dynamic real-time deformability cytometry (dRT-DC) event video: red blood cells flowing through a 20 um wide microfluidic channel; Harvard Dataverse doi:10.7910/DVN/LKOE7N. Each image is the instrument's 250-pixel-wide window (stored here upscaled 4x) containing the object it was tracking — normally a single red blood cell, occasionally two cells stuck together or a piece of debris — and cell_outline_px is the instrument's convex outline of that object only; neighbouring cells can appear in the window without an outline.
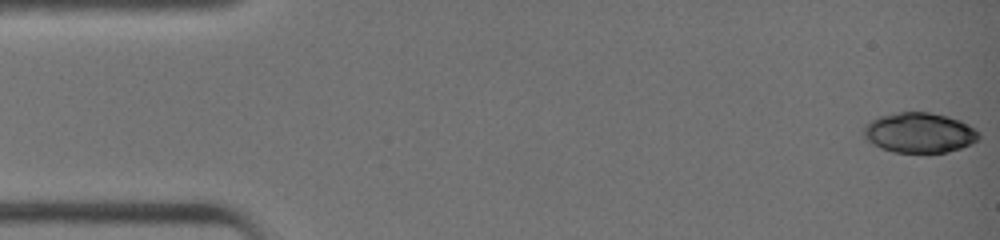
{"species": "common noctule bat (a hibernating species)", "species_latin": "Nyctalus noctula", "temperature_condition": "warm", "stored_images_in_passage": 42, "camera_frame_rate_fps": 3000, "um_per_image_px": 0.085, "animal": {"sex": "female", "body_mass_g": 19.0, "forearm_length_mm": 51.5}, "frame": {"image": 1, "passage_image": 1, "time_ms": 0.0, "image_size_px": [1000, 240], "cell_outline_px": [[980, 136], [972, 144], [948, 152], [892, 152], [880, 148], [868, 140], [864, 136], [864, 124], [880, 116], [900, 112], [928, 112], [948, 116], [960, 120], [968, 124], [980, 132]], "centroid_in_image_um": [78.16, 11.28], "position_along_channel_um": 6.8, "area_um2": 26.88}}
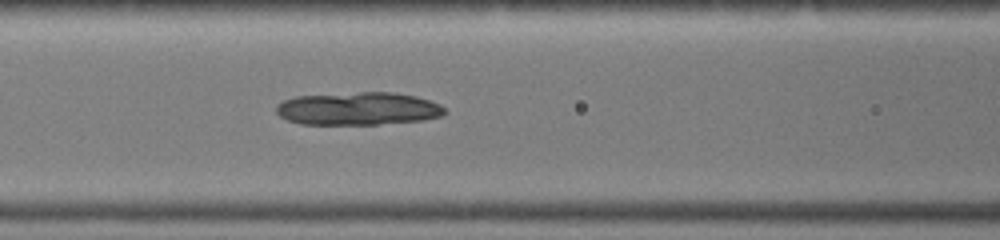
{"frame": {"image": 2, "passage_image": 18, "time_ms": 5.667, "image_size_px": [1000, 240], "cell_outline_px": [[448, 112], [440, 116], [424, 120], [376, 124], [300, 124], [288, 120], [280, 116], [276, 112], [276, 104], [284, 100], [296, 96], [360, 92], [392, 92], [416, 96], [440, 104]], "centroid_in_image_um": [30.44, 9.23], "position_along_channel_um": 136.2, "area_um2": 32.31}}
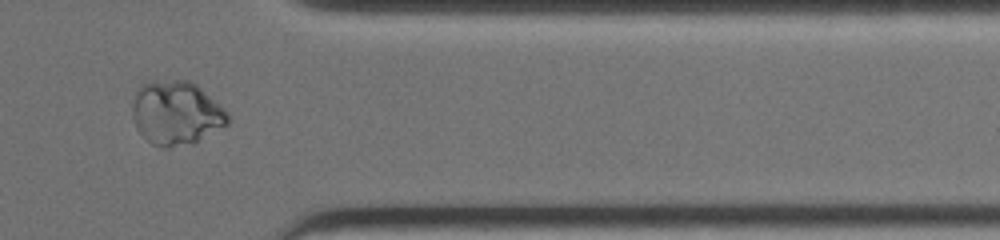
{"frame": {"image": 3, "passage_image": 35, "time_ms": 11.333, "image_size_px": [1000, 240], "cell_outline_px": [[228, 124], [196, 140], [168, 148], [160, 148], [152, 144], [136, 128], [132, 116], [132, 104], [136, 88], [144, 80], [188, 80], [196, 84], [228, 112]], "centroid_in_image_um": [14.91, 9.55], "position_along_channel_um": 396.5, "area_um2": 35.43}}